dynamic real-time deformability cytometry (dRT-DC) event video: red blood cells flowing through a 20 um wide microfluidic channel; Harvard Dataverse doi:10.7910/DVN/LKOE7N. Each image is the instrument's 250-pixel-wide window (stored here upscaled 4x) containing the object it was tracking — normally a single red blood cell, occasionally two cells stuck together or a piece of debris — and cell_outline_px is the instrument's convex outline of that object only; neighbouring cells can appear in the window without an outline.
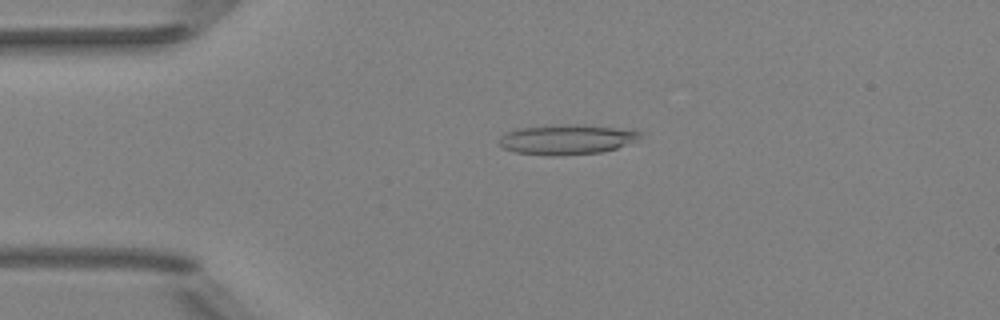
{"species": "Egyptian fruit bat (a non-hibernating species)", "species_latin": "Rousettus aegyptiacus", "temperature_condition": "room temperature", "stored_images_in_passage": 50, "camera_frame_rate_fps": 3000, "um_per_image_px": 0.085, "animal": {"sex": "female"}, "frame": {"image": 1, "passage_image": 11, "time_ms": 3.333, "image_size_px": [1000, 320], "cell_outline_px": [[644, 132], [636, 140], [616, 148], [600, 152], [560, 156], [548, 156], [516, 152], [504, 148], [500, 144], [500, 136], [508, 132], [520, 128], [576, 124], [632, 128]], "centroid_in_image_um": [48.25, 11.85], "position_along_channel_um": 36.7, "area_um2": 24.62}}
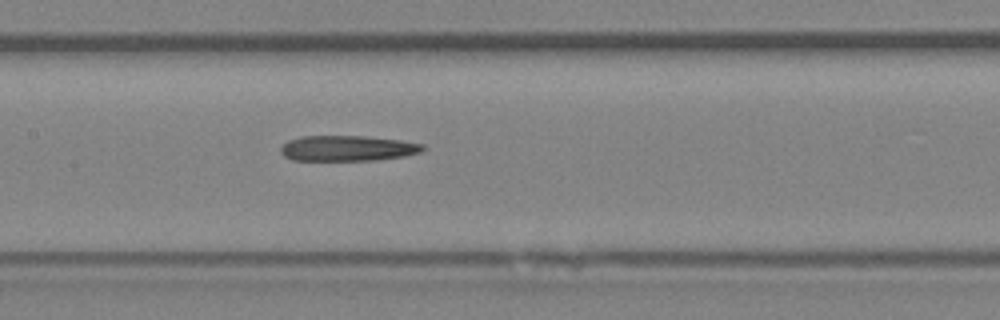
{"frame": {"image": 2, "passage_image": 24, "time_ms": 7.667, "image_size_px": [1000, 320], "cell_outline_px": [[428, 148], [420, 152], [404, 156], [376, 160], [292, 160], [284, 156], [280, 152], [280, 148], [288, 140], [300, 136], [364, 136], [400, 140], [424, 144]], "centroid_in_image_um": [29.55, 12.6], "position_along_channel_um": 177.8, "area_um2": 21.21}}
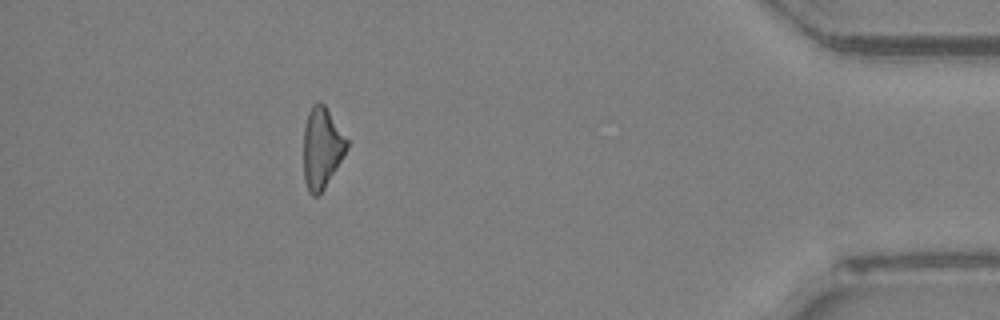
{"frame": {"image": 3, "passage_image": 45, "time_ms": 14.667, "image_size_px": [1000, 320], "cell_outline_px": [[348, 148], [324, 188], [316, 196], [312, 196], [308, 192], [304, 180], [304, 128], [308, 112], [312, 104], [316, 100], [320, 100], [324, 104], [348, 140]], "centroid_in_image_um": [27.34, 12.54], "position_along_channel_um": 407.9, "area_um2": 20.35}, "authors_computed_cell_mechanics": {"area_um2": 21.9062, "velocity_mm_per_s": 4.0642, "shape_relaxation_time_tau1_ms": null, "shape_relaxation_time_tau2_ms": 7.6625, "deformation_change_tau1": null, "deformation_change_tau2": 0.3052}}